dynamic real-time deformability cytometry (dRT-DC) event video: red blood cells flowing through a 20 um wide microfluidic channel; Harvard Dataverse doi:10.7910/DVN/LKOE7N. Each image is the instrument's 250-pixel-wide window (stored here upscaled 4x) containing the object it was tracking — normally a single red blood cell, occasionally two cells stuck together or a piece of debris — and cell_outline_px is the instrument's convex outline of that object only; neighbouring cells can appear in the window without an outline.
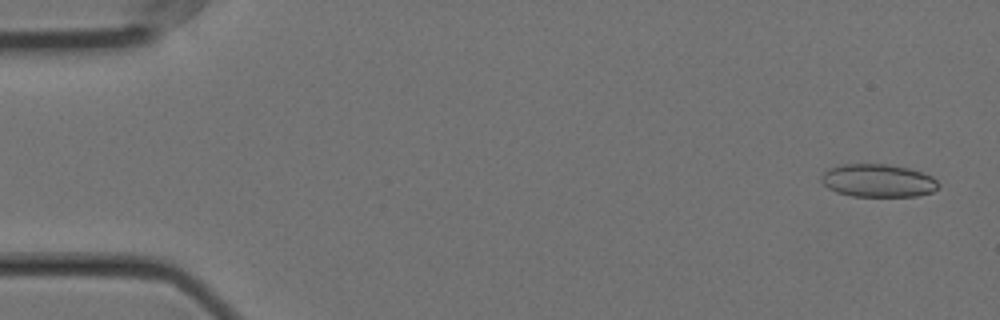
{"species": "Egyptian fruit bat (a non-hibernating species)", "species_latin": "Rousettus aegyptiacus", "temperature_condition": "cold", "stored_images_in_passage": 13, "camera_frame_rate_fps": 3000, "um_per_image_px": 0.085, "animal": {"sex": "female"}, "frame": {"image": 1, "passage_image": 3, "time_ms": 0.667, "image_size_px": [1000, 320], "cell_outline_px": [[940, 184], [932, 192], [916, 196], [852, 196], [836, 192], [828, 188], [820, 180], [820, 176], [828, 168], [840, 164], [888, 164], [908, 168], [932, 176]], "centroid_in_image_um": [74.6, 15.35], "position_along_channel_um": 10.4, "area_um2": 22.54}}